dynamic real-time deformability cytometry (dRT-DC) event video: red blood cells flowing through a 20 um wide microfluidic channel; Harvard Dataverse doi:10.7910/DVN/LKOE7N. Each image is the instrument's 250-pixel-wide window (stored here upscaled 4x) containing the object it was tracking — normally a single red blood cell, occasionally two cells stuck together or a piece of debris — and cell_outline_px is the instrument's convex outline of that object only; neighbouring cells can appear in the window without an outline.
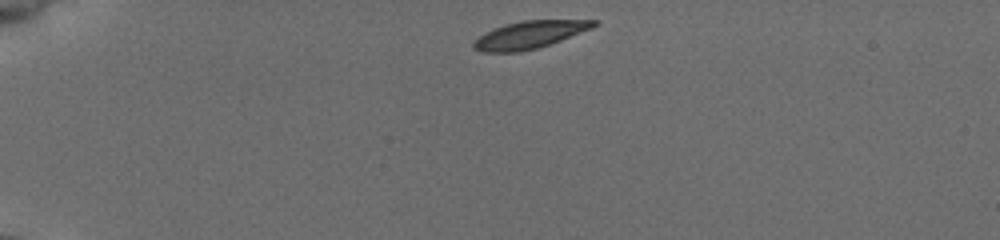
{"species": "common noctule bat (a hibernating species)", "species_latin": "Nyctalus noctula", "temperature_condition": "cold", "stored_images_in_passage": 42, "camera_frame_rate_fps": 3000, "um_per_image_px": 0.085, "animal": {"sex": "female", "body_mass_g": 19.5, "forearm_length_mm": 54.1}, "frame": {"image": 1, "passage_image": 1, "time_ms": 0.0, "image_size_px": [1000, 240], "cell_outline_px": [[596, 24], [592, 28], [560, 40], [536, 48], [520, 52], [484, 52], [472, 48], [472, 44], [484, 32], [508, 24], [524, 20], [596, 20]], "centroid_in_image_um": [44.98, 2.96], "position_along_channel_um": 40.0, "area_um2": 18.79}}
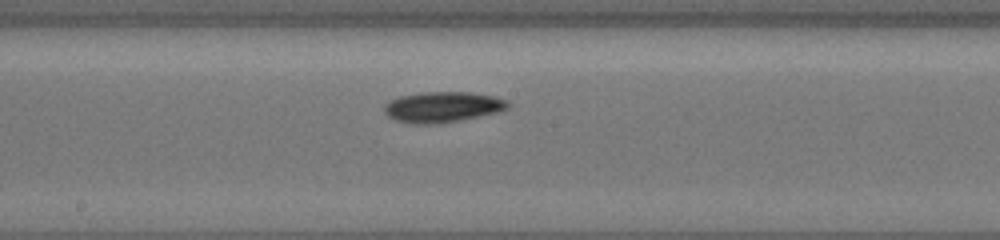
{"frame": {"image": 2, "passage_image": 19, "time_ms": 6.0, "image_size_px": [1000, 240], "cell_outline_px": [[512, 104], [508, 108], [500, 112], [456, 120], [428, 124], [416, 124], [396, 120], [388, 116], [384, 112], [384, 104], [388, 100], [400, 96], [420, 92], [472, 92], [492, 96], [508, 100]], "centroid_in_image_um": [37.62, 9.07], "position_along_channel_um": 210.6, "area_um2": 22.02}}
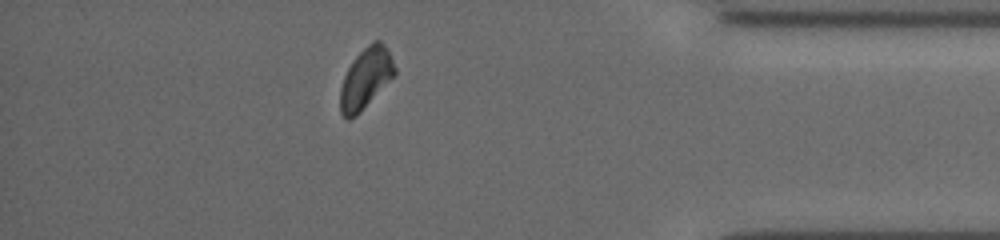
{"frame": {"image": 3, "passage_image": 36, "time_ms": 11.667, "image_size_px": [1000, 240], "cell_outline_px": [[396, 72], [356, 116], [348, 120], [340, 112], [340, 88], [344, 76], [352, 60], [372, 40], [380, 40], [384, 44], [396, 68]], "centroid_in_image_um": [31.05, 6.64], "position_along_channel_um": 404.1, "area_um2": 18.79}, "authors_computed_cell_mechanics": {"area_um2": 20.0277, "velocity_mm_per_s": 3.8753, "shape_relaxation_time_tau1_ms": 2.1976, "shape_relaxation_time_tau2_ms": null, "deformation_change_tau1": 0.1077, "deformation_change_tau2": null}}